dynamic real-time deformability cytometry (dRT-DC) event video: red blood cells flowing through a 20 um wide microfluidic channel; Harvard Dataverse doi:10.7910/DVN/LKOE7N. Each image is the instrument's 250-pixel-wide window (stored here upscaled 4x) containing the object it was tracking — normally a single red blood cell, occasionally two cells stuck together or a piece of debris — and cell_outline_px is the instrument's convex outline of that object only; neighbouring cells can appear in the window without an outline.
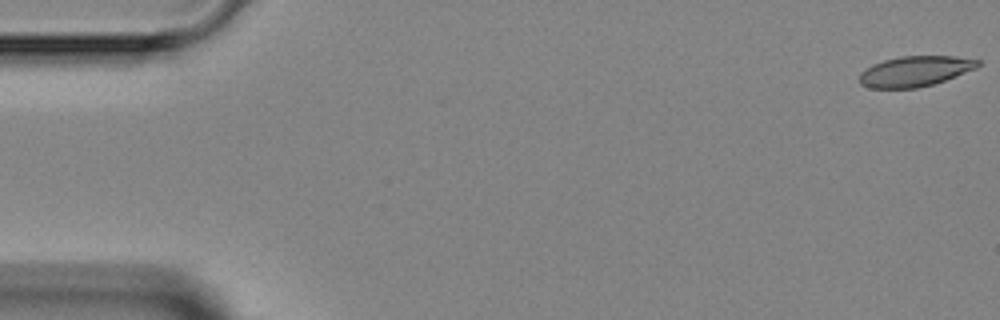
{"species": "Egyptian fruit bat (a non-hibernating species)", "species_latin": "Rousettus aegyptiacus", "temperature_condition": "room temperature", "stored_images_in_passage": 5, "camera_frame_rate_fps": 3000, "um_per_image_px": 0.085, "animal": {"sex": "female"}, "frame": {"image": 1, "passage_image": 1, "time_ms": 0.0, "image_size_px": [1000, 320], "cell_outline_px": [[980, 64], [976, 68], [956, 76], [932, 84], [916, 88], [872, 88], [860, 84], [860, 72], [872, 64], [884, 60], [900, 56], [956, 56], [980, 60]], "centroid_in_image_um": [77.77, 6.05], "position_along_channel_um": 7.2, "area_um2": 20.87}}